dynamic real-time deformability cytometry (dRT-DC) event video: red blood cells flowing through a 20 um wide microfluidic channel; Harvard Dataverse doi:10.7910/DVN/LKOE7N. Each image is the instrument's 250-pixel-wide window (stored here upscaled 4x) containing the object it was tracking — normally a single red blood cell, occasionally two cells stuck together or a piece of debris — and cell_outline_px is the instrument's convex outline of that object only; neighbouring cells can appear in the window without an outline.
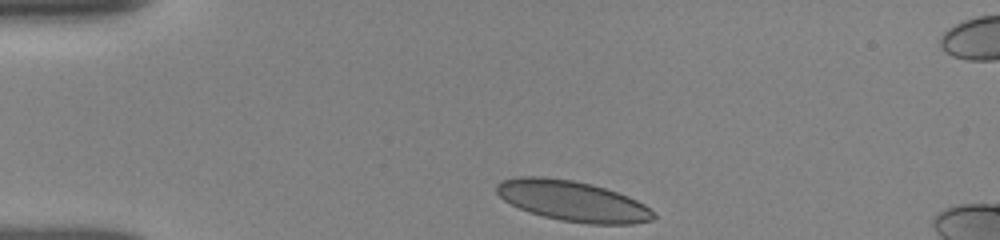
{"species": "human", "species_latin": "Homo sapiens", "temperature_condition": "room temperature", "stored_images_in_passage": 12, "camera_frame_rate_fps": 3000, "um_per_image_px": 0.085, "donor": {"sex": "female"}, "frame": {"image": 1, "passage_image": 1, "time_ms": 0.0, "image_size_px": [1000, 240], "cell_outline_px": [[656, 216], [652, 220], [632, 224], [588, 224], [560, 220], [528, 212], [504, 200], [496, 192], [496, 184], [500, 180], [520, 176], [540, 176], [572, 180], [592, 184], [628, 196], [644, 204]], "centroid_in_image_um": [48.64, 17.08], "position_along_channel_um": 36.4, "area_um2": 36.88}}
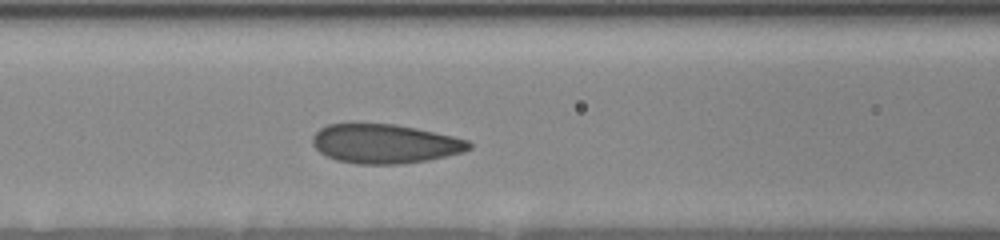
{"frame": {"image": 2, "passage_image": 6, "time_ms": 3.667, "image_size_px": [1000, 240], "cell_outline_px": [[472, 148], [464, 152], [428, 160], [400, 164], [356, 164], [336, 160], [320, 152], [312, 144], [312, 136], [320, 128], [328, 124], [352, 120], [396, 124], [416, 128], [452, 136], [468, 140], [472, 144]], "centroid_in_image_um": [32.66, 12.17], "position_along_channel_um": 133.9, "area_um2": 36.7}}
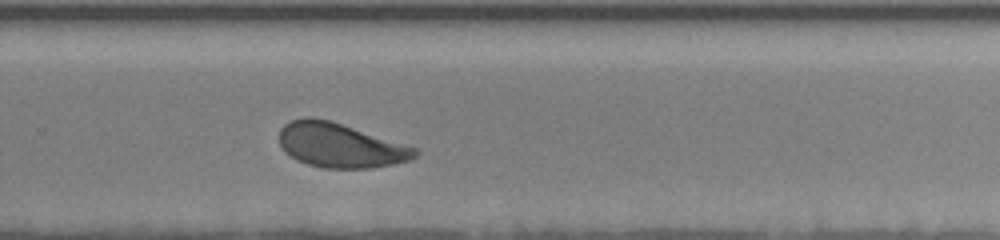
{"frame": {"image": 3, "passage_image": 12, "time_ms": 8.0, "image_size_px": [1000, 240], "cell_outline_px": [[420, 152], [412, 160], [396, 164], [372, 168], [320, 168], [296, 160], [284, 152], [280, 144], [280, 128], [284, 124], [292, 120], [304, 116], [312, 116], [332, 120], [416, 148]], "centroid_in_image_um": [28.91, 12.35], "position_along_channel_um": 300.9, "area_um2": 35.55}}